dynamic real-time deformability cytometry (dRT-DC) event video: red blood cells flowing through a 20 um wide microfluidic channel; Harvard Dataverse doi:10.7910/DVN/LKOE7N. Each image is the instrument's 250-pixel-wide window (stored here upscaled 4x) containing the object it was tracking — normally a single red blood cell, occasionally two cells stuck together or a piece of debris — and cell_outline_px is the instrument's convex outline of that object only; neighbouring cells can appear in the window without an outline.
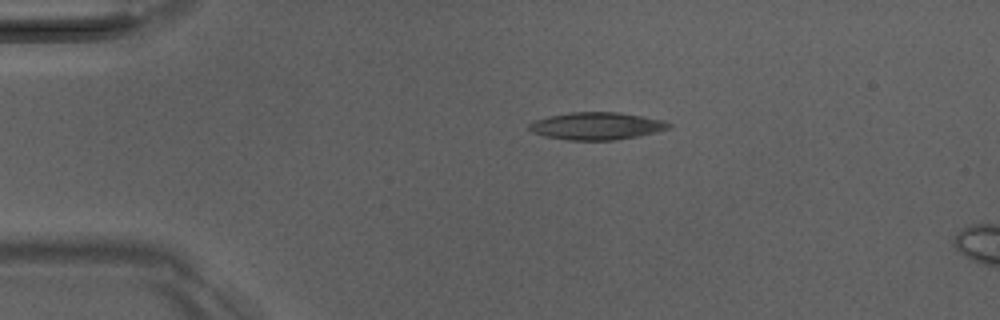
{"species": "Egyptian fruit bat (a non-hibernating species)", "species_latin": "Rousettus aegyptiacus", "temperature_condition": "room temperature", "stored_images_in_passage": 6, "camera_frame_rate_fps": 3000, "um_per_image_px": 0.085, "animal": {"sex": "male"}, "frame": {"image": 1, "passage_image": 1, "time_ms": 0.0, "image_size_px": [1000, 320], "cell_outline_px": [[672, 128], [656, 132], [616, 140], [568, 140], [544, 136], [532, 132], [528, 128], [528, 124], [536, 120], [548, 116], [568, 112], [620, 112], [664, 120], [672, 124]], "centroid_in_image_um": [50.72, 10.7], "position_along_channel_um": 34.3, "area_um2": 22.43}}